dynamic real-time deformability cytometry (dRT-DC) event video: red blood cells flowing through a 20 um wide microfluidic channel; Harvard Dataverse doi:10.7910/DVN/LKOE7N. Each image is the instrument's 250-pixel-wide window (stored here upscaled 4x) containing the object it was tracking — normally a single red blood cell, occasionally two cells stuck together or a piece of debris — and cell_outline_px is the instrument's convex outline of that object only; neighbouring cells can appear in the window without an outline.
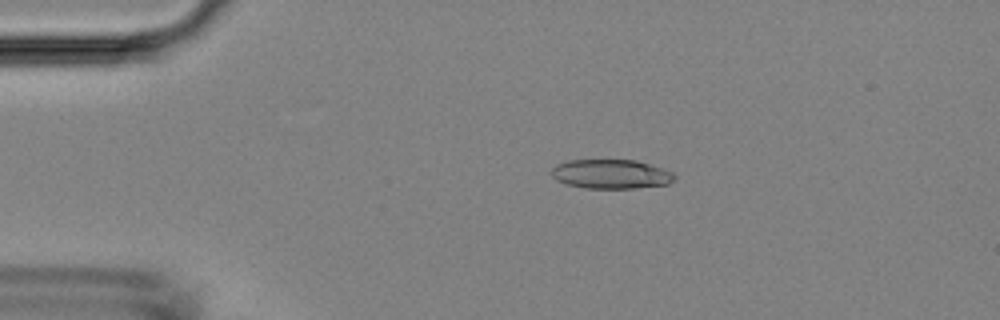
{"species": "Egyptian fruit bat (a non-hibernating species)", "species_latin": "Rousettus aegyptiacus", "temperature_condition": "room temperature", "stored_images_in_passage": 4, "camera_frame_rate_fps": 3000, "um_per_image_px": 0.085, "animal": {"sex": "female"}, "frame": {"image": 1, "passage_image": 3, "time_ms": 2.333, "image_size_px": [1000, 320], "cell_outline_px": [[676, 176], [668, 184], [636, 188], [584, 188], [564, 184], [556, 180], [552, 176], [552, 168], [556, 164], [568, 160], [636, 160], [664, 168], [672, 172]], "centroid_in_image_um": [51.92, 14.79], "position_along_channel_um": 33.1, "area_um2": 21.1}}